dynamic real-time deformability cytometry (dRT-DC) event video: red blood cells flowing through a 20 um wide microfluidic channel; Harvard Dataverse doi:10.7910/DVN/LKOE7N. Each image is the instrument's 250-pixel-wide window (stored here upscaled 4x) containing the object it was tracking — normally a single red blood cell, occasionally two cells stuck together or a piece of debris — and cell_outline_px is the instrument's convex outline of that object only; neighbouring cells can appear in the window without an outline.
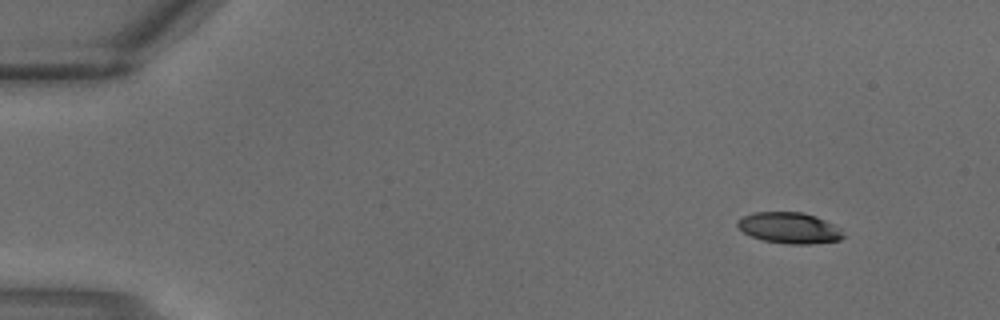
{"species": "common noctule bat (a hibernating species)", "species_latin": "Nyctalus noctula", "temperature_condition": "warm", "stored_images_in_passage": 3, "camera_frame_rate_fps": 3000, "um_per_image_px": 0.085, "animal": {"sex": "male", "body_mass_g": 18.8}, "frame": {"image": 1, "passage_image": 1, "time_ms": 0.0, "image_size_px": [1000, 320], "cell_outline_px": [[844, 236], [840, 240], [812, 244], [788, 244], [764, 240], [752, 236], [744, 232], [736, 224], [736, 220], [744, 216], [756, 212], [804, 212], [816, 216], [840, 228]], "centroid_in_image_um": [67.1, 19.37], "position_along_channel_um": 17.9, "area_um2": 19.02}}
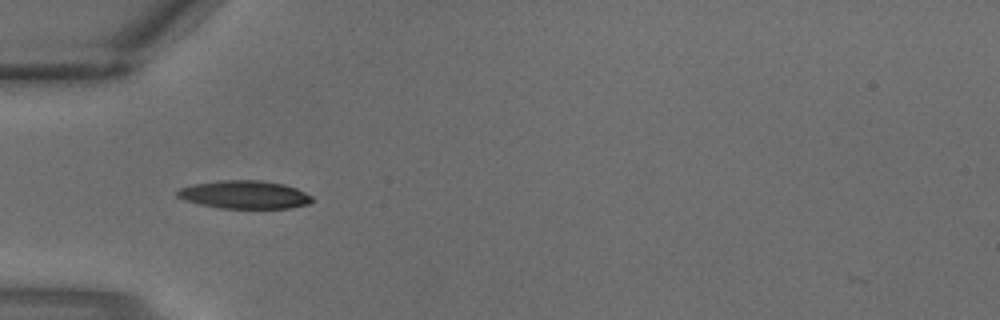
{"frame": {"image": 2, "passage_image": 3, "time_ms": 0.667, "image_size_px": [1000, 320], "cell_outline_px": [[316, 200], [308, 204], [292, 208], [220, 208], [200, 204], [184, 200], [176, 196], [176, 192], [180, 188], [192, 184], [220, 180], [260, 180], [284, 184], [296, 188], [312, 196]], "centroid_in_image_um": [20.8, 16.54], "position_along_channel_um": 64.2, "area_um2": 22.2}}